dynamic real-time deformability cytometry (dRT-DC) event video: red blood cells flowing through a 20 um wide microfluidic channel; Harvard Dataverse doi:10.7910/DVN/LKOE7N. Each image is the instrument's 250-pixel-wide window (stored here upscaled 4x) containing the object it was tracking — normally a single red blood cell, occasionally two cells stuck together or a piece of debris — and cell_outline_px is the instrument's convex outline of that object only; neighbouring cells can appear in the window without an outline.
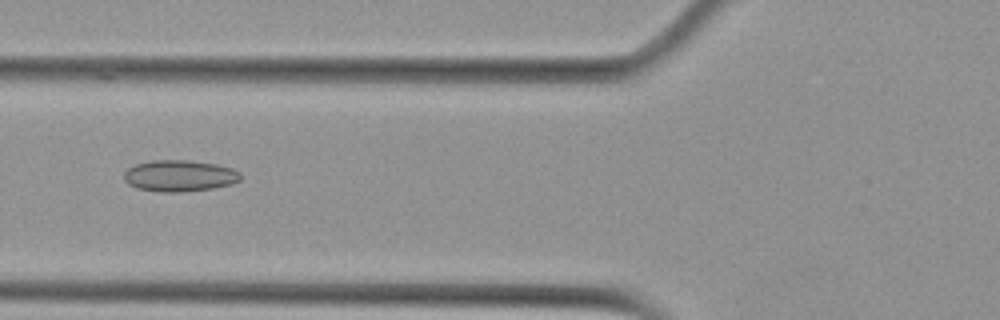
{"species": "Egyptian fruit bat (a non-hibernating species)", "species_latin": "Rousettus aegyptiacus", "temperature_condition": "cold", "stored_images_in_passage": 6, "camera_frame_rate_fps": 3000, "um_per_image_px": 0.085, "animal": {"sex": "female"}, "frame": {"image": 1, "passage_image": 5, "time_ms": 4.667, "image_size_px": [1000, 320], "cell_outline_px": [[240, 180], [232, 184], [212, 188], [180, 192], [160, 192], [136, 188], [128, 184], [124, 180], [124, 172], [128, 168], [136, 164], [152, 160], [188, 160], [216, 164], [232, 168], [240, 172]], "centroid_in_image_um": [15.24, 14.94], "position_along_channel_um": 110.6, "area_um2": 21.39}}
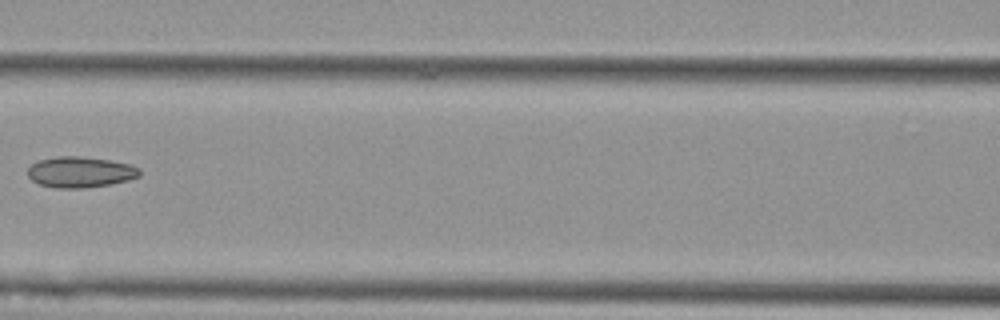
{"frame": {"image": 2, "passage_image": 6, "time_ms": 6.0, "image_size_px": [1000, 320], "cell_outline_px": [[140, 176], [128, 180], [112, 184], [84, 188], [56, 188], [40, 184], [32, 180], [28, 176], [28, 168], [32, 164], [40, 160], [60, 156], [80, 156], [112, 160], [132, 164], [140, 168]], "centroid_in_image_um": [6.87, 14.62], "position_along_channel_um": 159.7, "area_um2": 20.23}}